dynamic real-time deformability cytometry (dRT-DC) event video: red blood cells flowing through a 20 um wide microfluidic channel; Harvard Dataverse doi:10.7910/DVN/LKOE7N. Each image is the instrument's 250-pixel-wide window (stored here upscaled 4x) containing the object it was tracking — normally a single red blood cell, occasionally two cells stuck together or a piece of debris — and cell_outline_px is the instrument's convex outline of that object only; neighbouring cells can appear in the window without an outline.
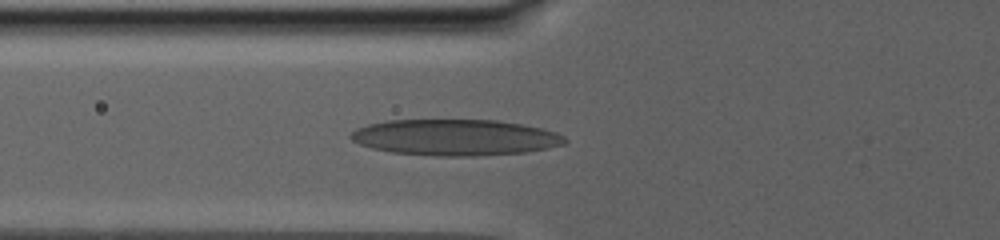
{"species": "human", "species_latin": "Homo sapiens", "temperature_condition": "warm", "stored_images_in_passage": 23, "camera_frame_rate_fps": 3000, "um_per_image_px": 0.085, "donor": {"sex": "male"}, "frame": {"image": 1, "passage_image": 13, "time_ms": 11.667, "image_size_px": [1000, 240], "cell_outline_px": [[568, 140], [564, 144], [548, 148], [524, 152], [476, 156], [440, 156], [392, 152], [372, 148], [360, 144], [352, 140], [348, 136], [356, 128], [368, 124], [388, 120], [500, 120], [540, 128], [564, 136]], "centroid_in_image_um": [38.66, 11.68], "position_along_channel_um": 87.1, "area_um2": 44.91}}
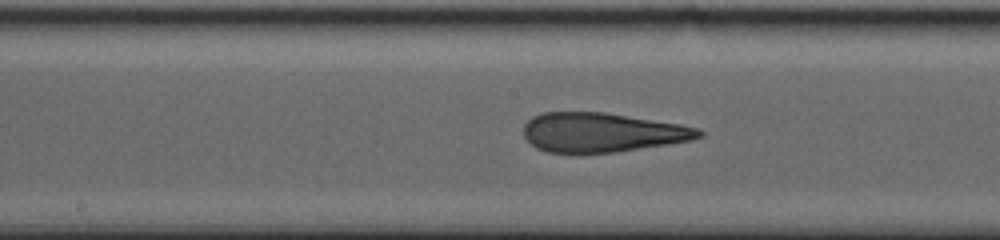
{"frame": {"image": 2, "passage_image": 19, "time_ms": 16.0, "image_size_px": [1000, 240], "cell_outline_px": [[704, 132], [700, 136], [692, 140], [668, 144], [616, 152], [548, 152], [536, 148], [524, 136], [524, 124], [532, 116], [540, 112], [604, 112], [680, 124], [696, 128]], "centroid_in_image_um": [51.14, 11.24], "position_along_channel_um": 197.1, "area_um2": 39.88}}
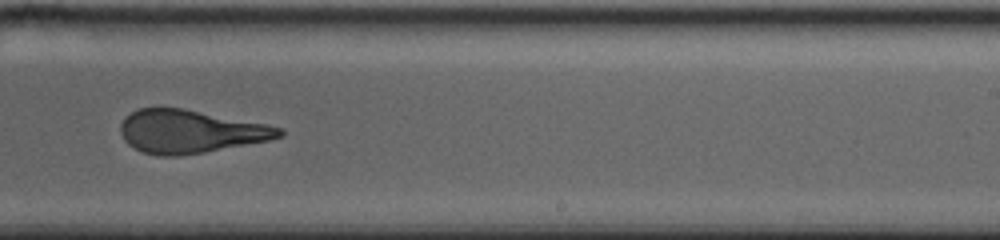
{"frame": {"image": 3, "passage_image": 22, "time_ms": 19.0, "image_size_px": [1000, 240], "cell_outline_px": [[284, 136], [268, 140], [204, 152], [180, 156], [156, 156], [144, 152], [128, 144], [124, 140], [120, 132], [120, 124], [136, 108], [184, 108], [268, 124], [284, 128]], "centroid_in_image_um": [16.19, 11.17], "position_along_channel_um": 272.8, "area_um2": 39.88}}